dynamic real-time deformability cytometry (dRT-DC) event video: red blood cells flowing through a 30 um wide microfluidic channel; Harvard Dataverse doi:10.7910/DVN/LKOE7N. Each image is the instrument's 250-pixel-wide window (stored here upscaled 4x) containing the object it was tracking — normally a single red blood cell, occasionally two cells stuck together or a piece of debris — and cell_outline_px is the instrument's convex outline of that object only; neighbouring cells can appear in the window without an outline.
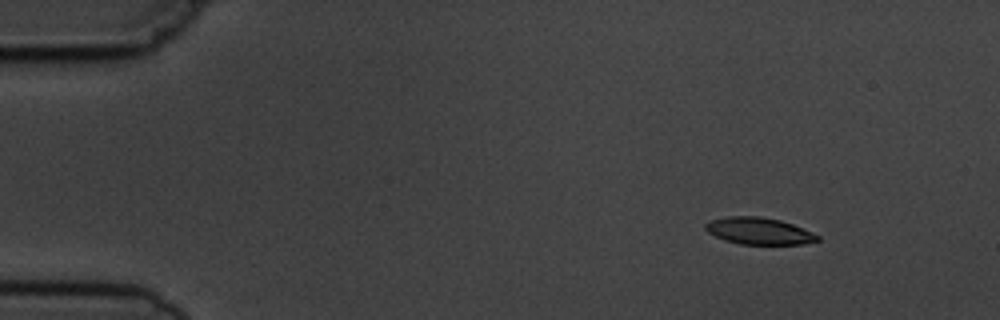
{"species": "common noctule bat (a hibernating species)", "species_latin": "Nyctalus noctula", "temperature_condition": "cold", "stored_images_in_passage": 4, "camera_frame_rate_fps": 3000, "um_per_image_px": 0.085, "animal": {"sex": "male", "body_mass_g": 19.5, "forearm_length_mm": 54.6}, "frame": {"image": 1, "passage_image": 1, "time_ms": 0.0, "image_size_px": [1000, 320], "cell_outline_px": [[820, 240], [804, 244], [740, 244], [724, 240], [708, 232], [704, 228], [704, 224], [712, 220], [728, 216], [760, 216], [780, 220], [792, 224], [812, 232], [820, 236]], "centroid_in_image_um": [64.51, 19.63], "position_along_channel_um": 20.5, "area_um2": 17.51}}
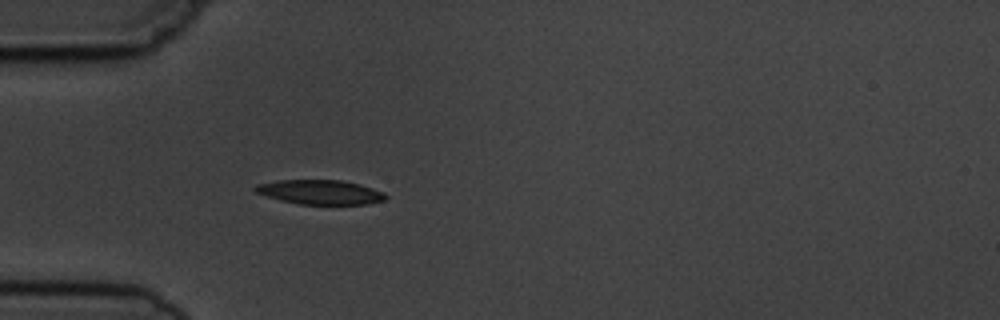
{"frame": {"image": 2, "passage_image": 4, "time_ms": 3.333, "image_size_px": [1000, 320], "cell_outline_px": [[388, 196], [384, 200], [368, 204], [300, 204], [280, 200], [256, 192], [252, 188], [256, 184], [280, 180], [340, 180], [360, 184], [384, 192]], "centroid_in_image_um": [27.23, 16.33], "position_along_channel_um": 57.8, "area_um2": 18.5}}